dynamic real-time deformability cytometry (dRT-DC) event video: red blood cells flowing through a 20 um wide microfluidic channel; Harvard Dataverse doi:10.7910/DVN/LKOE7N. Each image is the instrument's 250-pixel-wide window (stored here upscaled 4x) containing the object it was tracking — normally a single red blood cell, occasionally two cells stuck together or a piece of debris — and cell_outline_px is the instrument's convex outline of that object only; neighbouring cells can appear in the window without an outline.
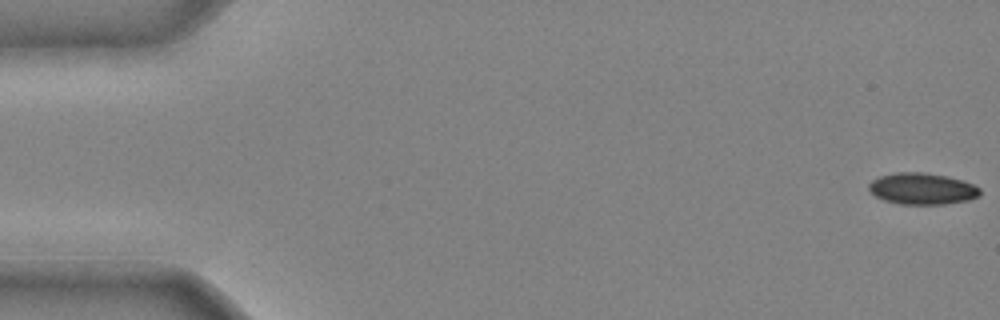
{"species": "common noctule bat (a hibernating species)", "species_latin": "Nyctalus noctula", "temperature_condition": "cold", "stored_images_in_passage": 43, "camera_frame_rate_fps": 3000, "um_per_image_px": 0.085, "animal": {"sex": "male", "body_mass_g": 20.4}, "frame": {"image": 1, "passage_image": 1, "time_ms": 0.0, "image_size_px": [1000, 320], "cell_outline_px": [[980, 196], [968, 200], [944, 204], [900, 204], [884, 200], [876, 196], [868, 188], [868, 184], [872, 180], [880, 176], [896, 172], [924, 172], [948, 176], [972, 184], [980, 188]], "centroid_in_image_um": [78.38, 16.03], "position_along_channel_um": 6.6, "area_um2": 20.35}}
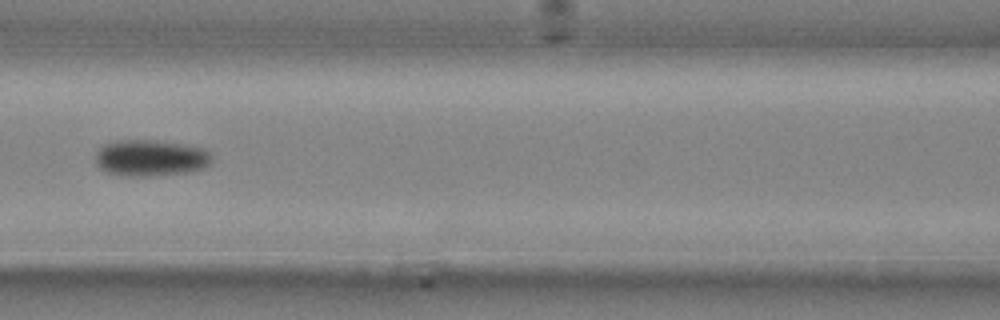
{"frame": {"image": 2, "passage_image": 20, "time_ms": 6.333, "image_size_px": [1000, 320], "cell_outline_px": [[212, 160], [204, 168], [188, 172], [148, 176], [124, 176], [104, 172], [96, 164], [96, 152], [104, 144], [116, 140], [156, 140], [204, 148], [212, 156]], "centroid_in_image_um": [12.77, 13.43], "position_along_channel_um": 153.8, "area_um2": 24.74}}
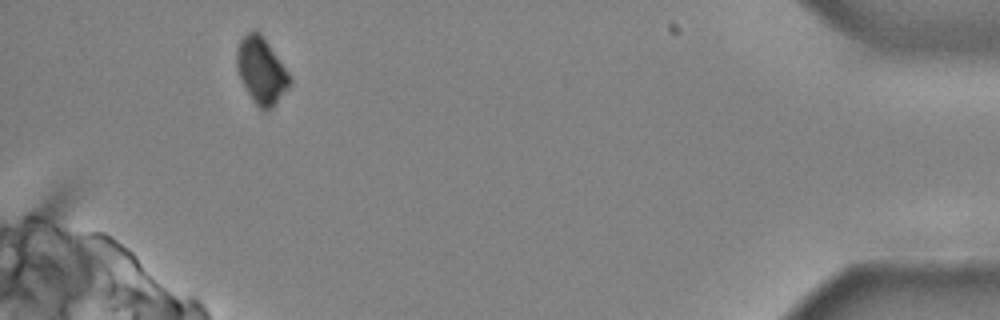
{"frame": {"image": 3, "passage_image": 41, "time_ms": 13.333, "image_size_px": [1000, 320], "cell_outline_px": [[292, 80], [288, 88], [272, 108], [268, 112], [264, 112], [252, 100], [236, 68], [236, 48], [240, 40], [248, 32], [260, 32], [288, 72]], "centroid_in_image_um": [22.21, 6.03], "position_along_channel_um": 413.0, "area_um2": 20.23}}